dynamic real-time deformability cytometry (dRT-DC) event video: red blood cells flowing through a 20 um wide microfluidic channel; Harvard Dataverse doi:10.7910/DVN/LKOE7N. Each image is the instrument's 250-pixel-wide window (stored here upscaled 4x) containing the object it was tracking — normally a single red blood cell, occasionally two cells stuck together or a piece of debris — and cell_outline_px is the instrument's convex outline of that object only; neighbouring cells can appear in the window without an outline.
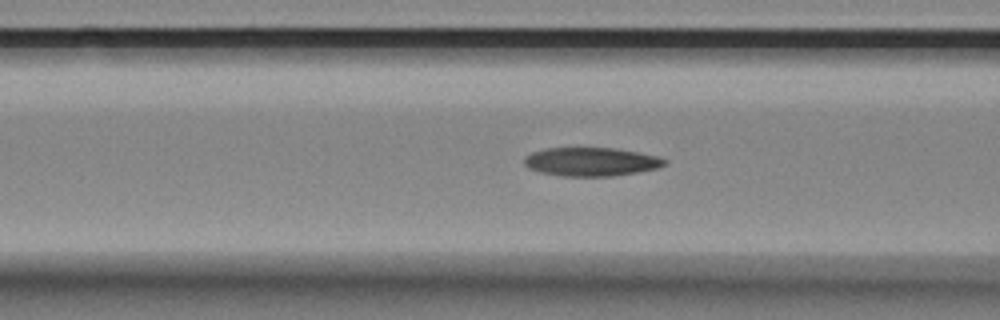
{"species": "Egyptian fruit bat (a non-hibernating species)", "species_latin": "Rousettus aegyptiacus", "temperature_condition": "room temperature", "stored_images_in_passage": 43, "camera_frame_rate_fps": 3000, "um_per_image_px": 0.085, "animal": {"sex": "female"}, "frame": {"image": 1, "passage_image": 20, "time_ms": 6.333, "image_size_px": [1000, 320], "cell_outline_px": [[668, 164], [656, 168], [636, 172], [612, 176], [564, 176], [540, 172], [528, 168], [524, 164], [524, 156], [532, 152], [544, 148], [616, 148], [660, 156], [668, 160]], "centroid_in_image_um": [50.26, 13.74], "position_along_channel_um": 116.3, "area_um2": 23.52}}
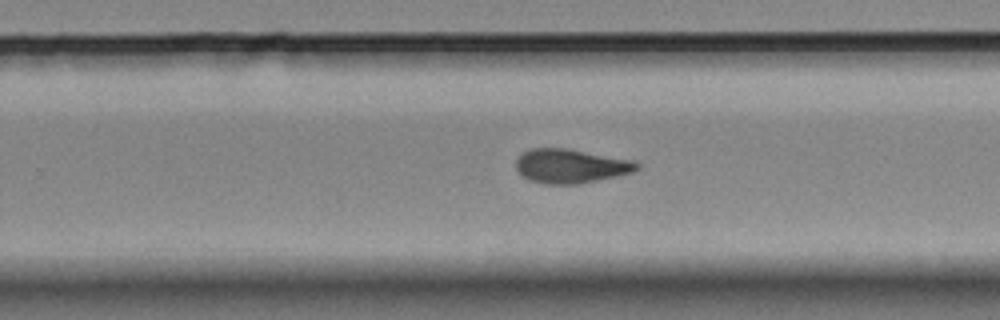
{"frame": {"image": 2, "passage_image": 34, "time_ms": 11.0, "image_size_px": [1000, 320], "cell_outline_px": [[640, 168], [632, 172], [616, 176], [576, 184], [544, 184], [528, 180], [516, 168], [516, 160], [524, 152], [532, 148], [564, 148], [636, 160], [640, 164]], "centroid_in_image_um": [48.54, 14.11], "position_along_channel_um": 281.3, "area_um2": 23.93}}
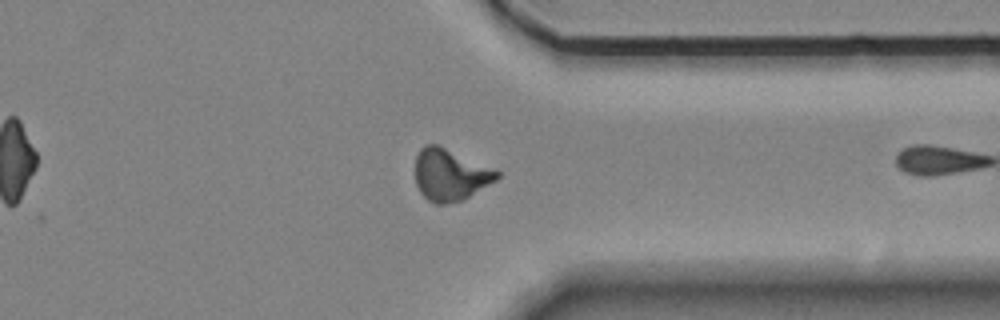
{"frame": {"image": 3, "passage_image": 42, "time_ms": 13.667, "image_size_px": [1000, 320], "cell_outline_px": [[500, 176], [496, 180], [464, 200], [448, 204], [436, 204], [428, 200], [420, 192], [416, 184], [416, 156], [420, 148], [424, 144], [440, 144], [496, 168], [500, 172]], "centroid_in_image_um": [38.3, 14.83], "position_along_channel_um": 373.1, "area_um2": 25.26}}